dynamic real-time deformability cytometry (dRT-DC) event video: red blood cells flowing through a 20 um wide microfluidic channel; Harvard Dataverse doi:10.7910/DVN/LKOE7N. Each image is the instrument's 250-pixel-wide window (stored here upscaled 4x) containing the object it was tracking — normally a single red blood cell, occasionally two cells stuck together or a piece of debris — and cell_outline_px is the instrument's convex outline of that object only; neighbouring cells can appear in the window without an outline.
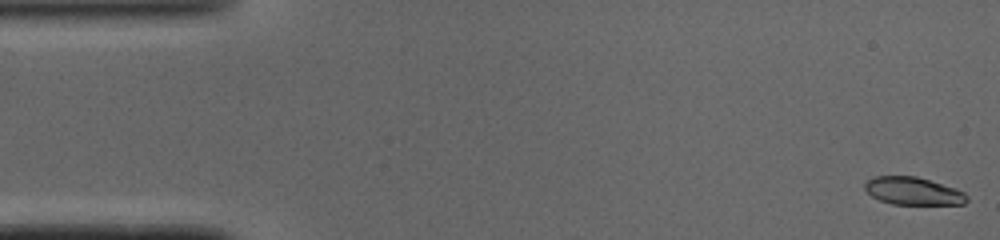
{"species": "common noctule bat (a hibernating species)", "species_latin": "Nyctalus noctula", "temperature_condition": "cold", "stored_images_in_passage": 50, "camera_frame_rate_fps": 3000, "um_per_image_px": 0.085, "animal": {"sex": "male", "body_mass_g": 19.0, "forearm_length_mm": 50.8}, "frame": {"image": 1, "passage_image": 1, "time_ms": 0.0, "image_size_px": [1000, 240], "cell_outline_px": [[968, 200], [964, 204], [892, 204], [880, 200], [872, 196], [864, 188], [864, 184], [872, 176], [916, 176], [956, 188], [964, 192], [968, 196]], "centroid_in_image_um": [77.62, 16.23], "position_along_channel_um": 7.4, "area_um2": 16.47}}
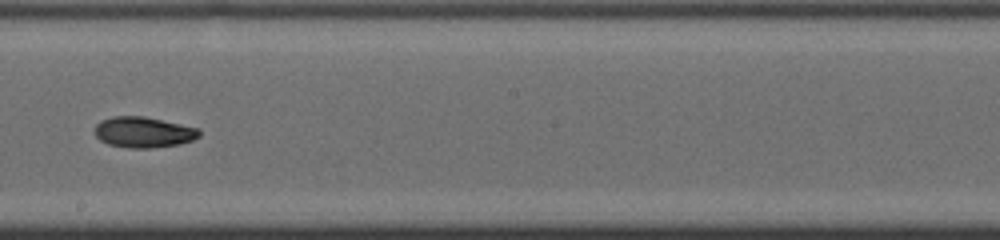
{"frame": {"image": 2, "passage_image": 27, "time_ms": 8.667, "image_size_px": [1000, 240], "cell_outline_px": [[200, 136], [192, 140], [180, 144], [152, 148], [128, 148], [108, 144], [100, 140], [96, 136], [96, 124], [100, 120], [112, 116], [144, 116], [200, 128]], "centroid_in_image_um": [12.21, 11.23], "position_along_channel_um": 236.0, "area_um2": 18.84}}
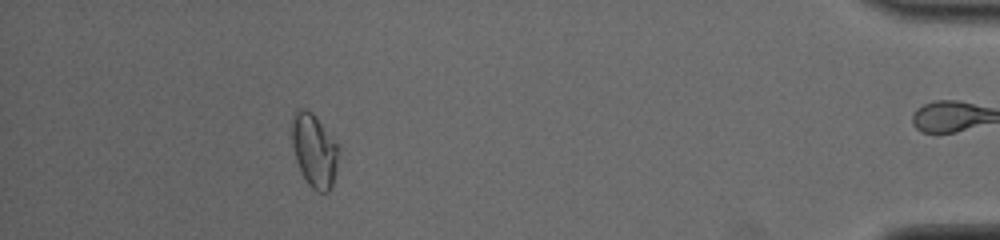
{"frame": {"image": 3, "passage_image": 44, "time_ms": 14.333, "image_size_px": [1000, 240], "cell_outline_px": [[340, 148], [336, 168], [332, 184], [328, 192], [316, 192], [308, 184], [300, 172], [296, 160], [292, 144], [292, 120], [296, 112], [300, 108], [304, 108], [312, 112], [316, 116], [340, 144]], "centroid_in_image_um": [26.74, 12.78], "position_along_channel_um": 408.5, "area_um2": 20.23}, "authors_computed_cell_mechanics": {"area_um2": 18.4382, "velocity_mm_per_s": 4.0981, "shape_relaxation_time_tau1_ms": 4.8474, "shape_relaxation_time_tau2_ms": 3.4788, "deformation_change_tau1": 0.1794, "deformation_change_tau2": 0.0802}}